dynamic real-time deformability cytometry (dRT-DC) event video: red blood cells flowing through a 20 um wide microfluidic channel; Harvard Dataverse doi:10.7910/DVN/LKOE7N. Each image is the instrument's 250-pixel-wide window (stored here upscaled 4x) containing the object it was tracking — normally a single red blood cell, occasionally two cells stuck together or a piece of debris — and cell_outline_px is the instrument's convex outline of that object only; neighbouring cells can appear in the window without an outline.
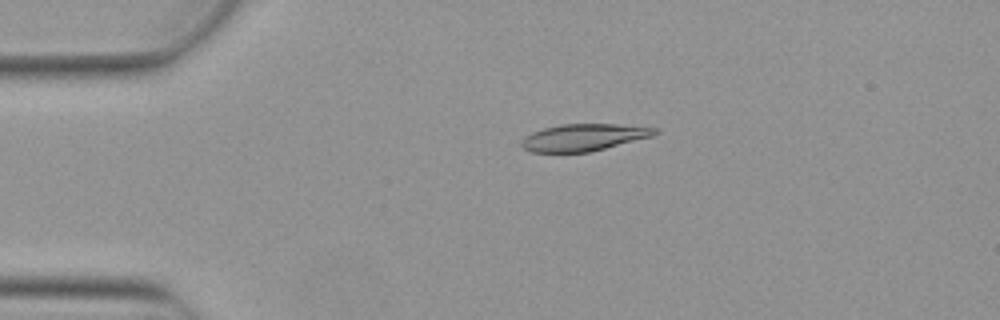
{"species": "Egyptian fruit bat (a non-hibernating species)", "species_latin": "Rousettus aegyptiacus", "temperature_condition": "warm", "stored_images_in_passage": 4, "camera_frame_rate_fps": 3000, "um_per_image_px": 0.085, "animal": {"sex": "female"}, "frame": {"image": 1, "passage_image": 3, "time_ms": 0.667, "image_size_px": [1000, 320], "cell_outline_px": [[660, 132], [652, 136], [588, 152], [532, 152], [524, 148], [520, 144], [520, 140], [524, 136], [532, 132], [544, 128], [560, 124], [616, 124], [660, 128]], "centroid_in_image_um": [49.6, 11.67], "position_along_channel_um": 35.4, "area_um2": 20.92}}